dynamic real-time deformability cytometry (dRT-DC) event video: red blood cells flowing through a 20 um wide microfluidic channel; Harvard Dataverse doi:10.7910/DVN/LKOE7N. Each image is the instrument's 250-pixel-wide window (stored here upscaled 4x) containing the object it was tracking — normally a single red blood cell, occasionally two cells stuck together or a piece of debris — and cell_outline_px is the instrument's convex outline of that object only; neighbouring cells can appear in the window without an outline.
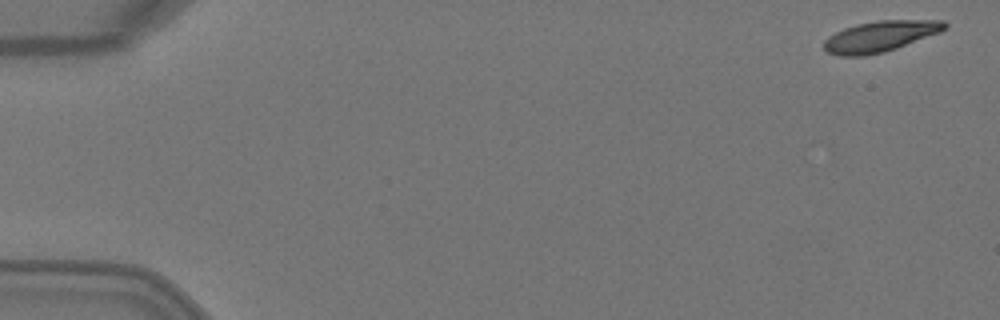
{"species": "Egyptian fruit bat (a non-hibernating species)", "species_latin": "Rousettus aegyptiacus", "temperature_condition": "warm", "stored_images_in_passage": 5, "segment_of_instrument_passage": [2, 2], "camera_frame_rate_fps": 3000, "um_per_image_px": 0.085, "animal": {"sex": "female"}, "frame": {"image": 1, "passage_image": 5, "time_ms": 1.333, "image_size_px": [1000, 320], "cell_outline_px": [[948, 24], [940, 32], [896, 48], [884, 52], [864, 56], [840, 56], [828, 52], [824, 48], [824, 40], [828, 36], [844, 28], [856, 24], [880, 20], [944, 20]], "centroid_in_image_um": [74.79, 3.09], "position_along_channel_um": 10.2, "area_um2": 21.56}}